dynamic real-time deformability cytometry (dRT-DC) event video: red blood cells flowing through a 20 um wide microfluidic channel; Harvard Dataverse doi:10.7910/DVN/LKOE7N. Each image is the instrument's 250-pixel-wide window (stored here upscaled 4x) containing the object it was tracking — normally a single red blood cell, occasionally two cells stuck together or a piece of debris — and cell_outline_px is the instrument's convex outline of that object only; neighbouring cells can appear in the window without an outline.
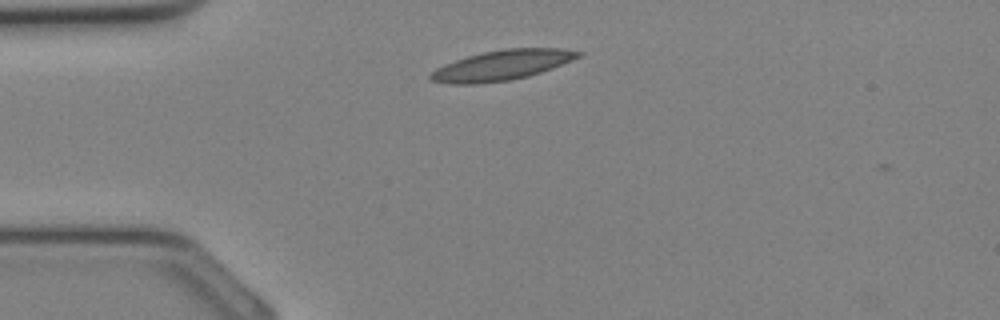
{"species": "Egyptian fruit bat (a non-hibernating species)", "species_latin": "Rousettus aegyptiacus", "temperature_condition": "cold", "stored_images_in_passage": 2, "camera_frame_rate_fps": 3000, "um_per_image_px": 0.085, "animal": {"sex": "female"}, "frame": {"image": 1, "passage_image": 1, "time_ms": 0.0, "image_size_px": [1000, 320], "cell_outline_px": [[584, 52], [580, 56], [572, 60], [552, 68], [528, 76], [508, 80], [476, 84], [452, 84], [432, 80], [428, 76], [436, 68], [444, 64], [468, 56], [484, 52], [504, 48], [564, 48]], "centroid_in_image_um": [42.68, 5.53], "position_along_channel_um": 42.3, "area_um2": 25.66}}